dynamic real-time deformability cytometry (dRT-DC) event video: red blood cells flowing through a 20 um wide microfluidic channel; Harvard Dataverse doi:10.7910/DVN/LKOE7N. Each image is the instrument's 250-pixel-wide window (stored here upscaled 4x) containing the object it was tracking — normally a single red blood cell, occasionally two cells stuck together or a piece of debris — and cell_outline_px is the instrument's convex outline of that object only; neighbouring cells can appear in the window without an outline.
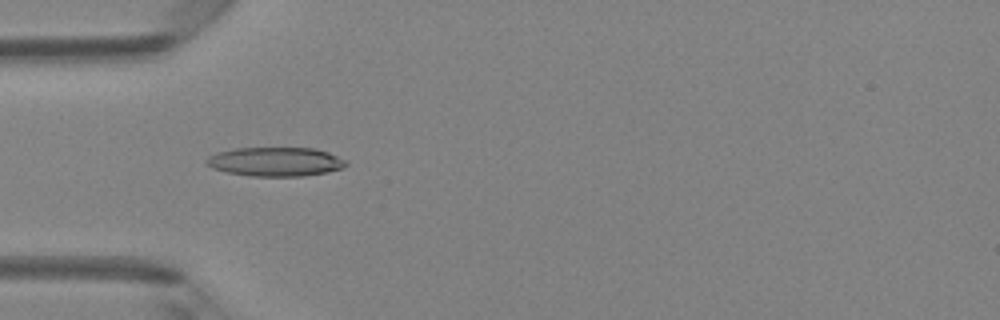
{"species": "Egyptian fruit bat (a non-hibernating species)", "species_latin": "Rousettus aegyptiacus", "temperature_condition": "room temperature", "stored_images_in_passage": 36, "camera_frame_rate_fps": 3000, "um_per_image_px": 0.085, "animal": {"sex": "female"}, "frame": {"image": 1, "passage_image": 3, "time_ms": 0.667, "image_size_px": [1000, 320], "cell_outline_px": [[348, 164], [344, 168], [328, 172], [304, 176], [252, 176], [228, 172], [212, 168], [204, 164], [204, 160], [208, 156], [216, 152], [232, 148], [312, 148], [328, 152], [344, 160]], "centroid_in_image_um": [23.37, 13.74], "position_along_channel_um": 61.6, "area_um2": 23.76}}
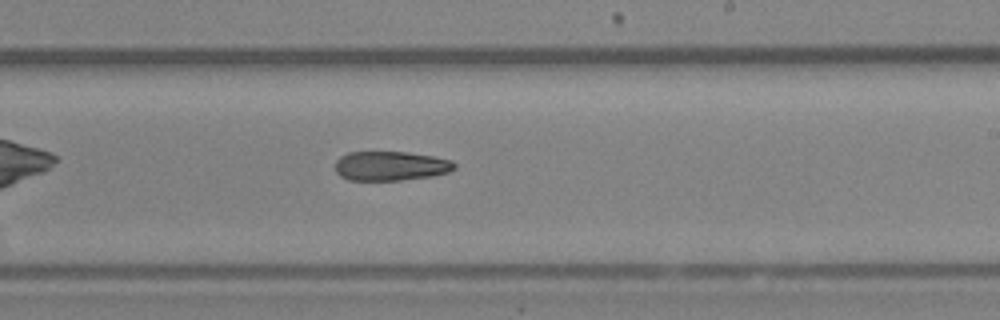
{"frame": {"image": 2, "passage_image": 17, "time_ms": 5.333, "image_size_px": [1000, 320], "cell_outline_px": [[456, 168], [448, 172], [432, 176], [400, 180], [348, 180], [340, 176], [336, 172], [336, 160], [340, 156], [348, 152], [408, 152], [432, 156], [452, 160], [456, 164]], "centroid_in_image_um": [33.2, 14.1], "position_along_channel_um": 255.8, "area_um2": 20.46}}
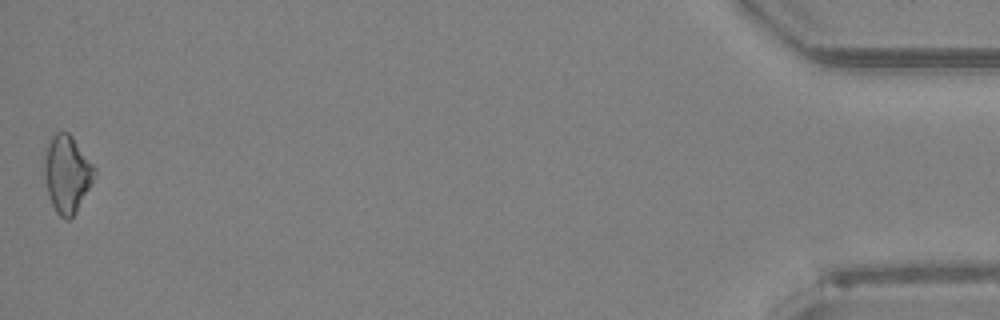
{"frame": {"image": 3, "passage_image": 36, "time_ms": 11.667, "image_size_px": [1000, 320], "cell_outline_px": [[96, 176], [76, 212], [68, 220], [64, 220], [56, 212], [52, 204], [48, 192], [44, 172], [44, 160], [48, 144], [52, 136], [56, 132], [68, 132], [72, 136], [96, 168]], "centroid_in_image_um": [5.71, 14.79], "position_along_channel_um": 429.5, "area_um2": 22.37}}